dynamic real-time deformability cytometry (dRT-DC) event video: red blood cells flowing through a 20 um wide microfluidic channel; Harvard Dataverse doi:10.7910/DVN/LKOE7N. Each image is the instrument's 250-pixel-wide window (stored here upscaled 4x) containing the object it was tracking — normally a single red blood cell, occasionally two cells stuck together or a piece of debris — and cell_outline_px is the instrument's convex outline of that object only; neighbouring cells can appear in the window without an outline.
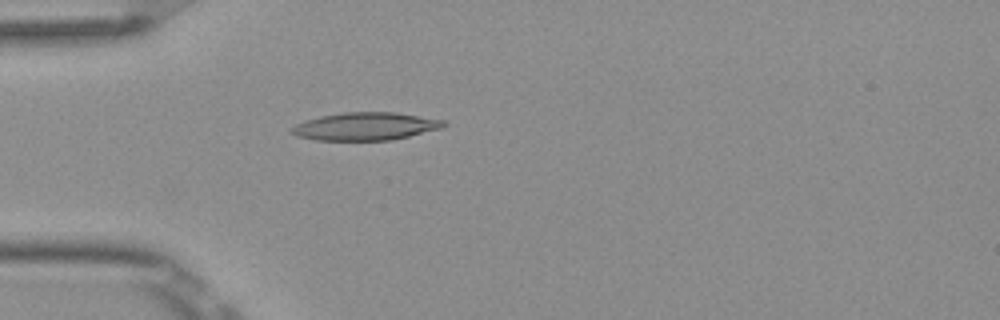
{"species": "Egyptian fruit bat (a non-hibernating species)", "species_latin": "Rousettus aegyptiacus", "temperature_condition": "room temperature", "stored_images_in_passage": 2, "camera_frame_rate_fps": 3000, "um_per_image_px": 0.085, "frame": {"image": 1, "passage_image": 2, "time_ms": 0.333, "image_size_px": [1000, 320], "cell_outline_px": [[448, 124], [444, 128], [392, 140], [316, 140], [296, 136], [288, 132], [288, 128], [304, 120], [320, 116], [344, 112], [396, 112], [448, 120]], "centroid_in_image_um": [31.08, 10.73], "position_along_channel_um": 53.9, "area_um2": 25.14}}